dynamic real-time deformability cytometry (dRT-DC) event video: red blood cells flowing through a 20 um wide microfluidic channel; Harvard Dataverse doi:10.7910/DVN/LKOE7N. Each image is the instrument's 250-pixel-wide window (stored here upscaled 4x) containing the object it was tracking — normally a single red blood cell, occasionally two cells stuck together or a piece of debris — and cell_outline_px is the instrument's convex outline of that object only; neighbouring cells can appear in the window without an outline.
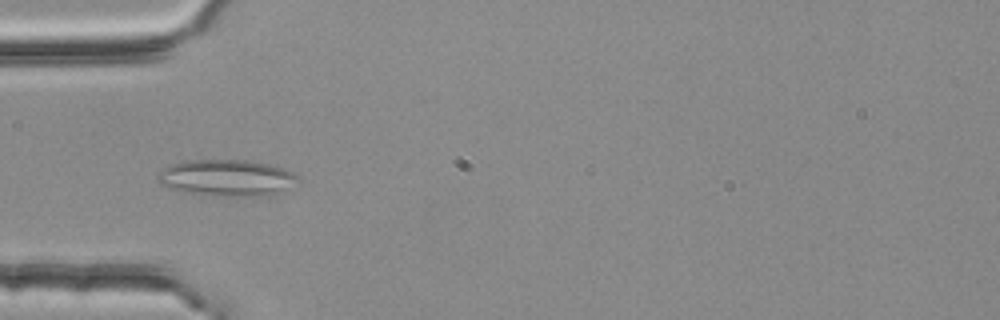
{"species": "common noctule bat (a hibernating species)", "species_latin": "Nyctalus noctula", "temperature_condition": "room temperature", "stored_images_in_passage": 4, "camera_frame_rate_fps": 3000, "um_per_image_px": 0.085, "animal": {"sex": "female", "body_mass_g": 25.1}, "frame": {"image": 1, "passage_image": 4, "time_ms": 1.0, "image_size_px": [1000, 320], "cell_outline_px": [[300, 180], [268, 196], [252, 196], [188, 192], [168, 188], [160, 184], [156, 180], [156, 176], [168, 164], [184, 160], [248, 160], [268, 164], [284, 168], [300, 176]], "centroid_in_image_um": [19.24, 15.08], "position_along_channel_um": 65.8, "area_um2": 29.36}}